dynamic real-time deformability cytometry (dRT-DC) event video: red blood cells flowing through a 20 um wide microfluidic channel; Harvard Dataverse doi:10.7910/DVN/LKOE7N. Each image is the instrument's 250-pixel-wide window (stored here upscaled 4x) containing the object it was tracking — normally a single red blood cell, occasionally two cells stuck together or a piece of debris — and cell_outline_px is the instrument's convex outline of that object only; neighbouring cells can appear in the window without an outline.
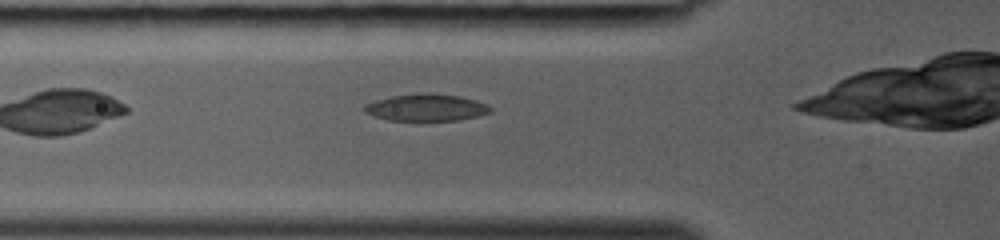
{"species": "common noctule bat (a hibernating species)", "species_latin": "Nyctalus noctula", "temperature_condition": "room temperature", "stored_images_in_passage": 23, "camera_frame_rate_fps": 3000, "um_per_image_px": 0.085, "animal": {"sex": "female", "body_mass_g": 19.0, "forearm_length_mm": 53.3}, "frame": {"image": 1, "passage_image": 3, "time_ms": 0.667, "image_size_px": [1000, 240], "cell_outline_px": [[492, 112], [480, 116], [460, 120], [388, 120], [372, 116], [364, 112], [364, 104], [376, 100], [392, 96], [416, 92], [460, 96], [476, 100], [488, 104], [492, 108]], "centroid_in_image_um": [36.25, 9.14], "position_along_channel_um": 89.6, "area_um2": 20.0}}
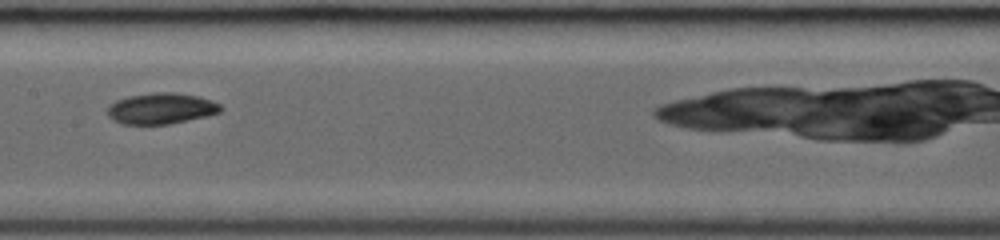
{"frame": {"image": 2, "passage_image": 9, "time_ms": 2.667, "image_size_px": [1000, 240], "cell_outline_px": [[224, 108], [220, 112], [208, 116], [168, 124], [120, 124], [112, 120], [108, 116], [108, 104], [116, 100], [128, 96], [156, 92], [176, 92], [200, 96], [212, 100], [220, 104]], "centroid_in_image_um": [13.71, 9.21], "position_along_channel_um": 193.7, "area_um2": 20.75}}
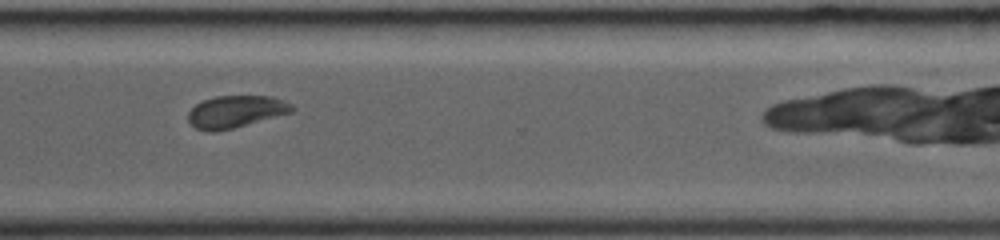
{"frame": {"image": 3, "passage_image": 18, "time_ms": 5.667, "image_size_px": [1000, 240], "cell_outline_px": [[296, 108], [292, 112], [232, 128], [216, 132], [204, 132], [196, 128], [188, 120], [188, 112], [196, 104], [204, 100], [216, 96], [272, 96], [292, 104]], "centroid_in_image_um": [20.02, 9.49], "position_along_channel_um": 350.6, "area_um2": 19.36}}